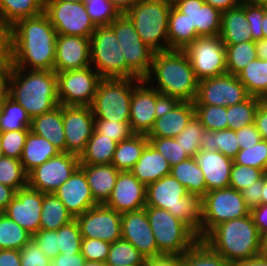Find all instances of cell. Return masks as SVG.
Returning a JSON list of instances; mask_svg holds the SVG:
<instances>
[{
  "instance_id": "obj_1",
  "label": "cell",
  "mask_w": 267,
  "mask_h": 266,
  "mask_svg": "<svg viewBox=\"0 0 267 266\" xmlns=\"http://www.w3.org/2000/svg\"><path fill=\"white\" fill-rule=\"evenodd\" d=\"M9 29L13 67L54 70L57 32L45 13L21 19Z\"/></svg>"
},
{
  "instance_id": "obj_2",
  "label": "cell",
  "mask_w": 267,
  "mask_h": 266,
  "mask_svg": "<svg viewBox=\"0 0 267 266\" xmlns=\"http://www.w3.org/2000/svg\"><path fill=\"white\" fill-rule=\"evenodd\" d=\"M29 71L26 75L25 69L11 65L5 77V93L20 104L32 119L54 110L60 104L56 72L31 69Z\"/></svg>"
},
{
  "instance_id": "obj_3",
  "label": "cell",
  "mask_w": 267,
  "mask_h": 266,
  "mask_svg": "<svg viewBox=\"0 0 267 266\" xmlns=\"http://www.w3.org/2000/svg\"><path fill=\"white\" fill-rule=\"evenodd\" d=\"M153 74L158 84L152 88L159 93L185 102L196 100L199 80L183 50L154 52L151 70L144 80L146 85L151 81Z\"/></svg>"
},
{
  "instance_id": "obj_4",
  "label": "cell",
  "mask_w": 267,
  "mask_h": 266,
  "mask_svg": "<svg viewBox=\"0 0 267 266\" xmlns=\"http://www.w3.org/2000/svg\"><path fill=\"white\" fill-rule=\"evenodd\" d=\"M202 240L229 263L261 253L260 233L251 213L218 224Z\"/></svg>"
},
{
  "instance_id": "obj_5",
  "label": "cell",
  "mask_w": 267,
  "mask_h": 266,
  "mask_svg": "<svg viewBox=\"0 0 267 266\" xmlns=\"http://www.w3.org/2000/svg\"><path fill=\"white\" fill-rule=\"evenodd\" d=\"M146 206L169 211L186 224L200 240L201 198L188 193L171 174L147 186Z\"/></svg>"
},
{
  "instance_id": "obj_6",
  "label": "cell",
  "mask_w": 267,
  "mask_h": 266,
  "mask_svg": "<svg viewBox=\"0 0 267 266\" xmlns=\"http://www.w3.org/2000/svg\"><path fill=\"white\" fill-rule=\"evenodd\" d=\"M170 0H138L125 14L142 41L154 52L168 50ZM166 45H161L160 41Z\"/></svg>"
},
{
  "instance_id": "obj_7",
  "label": "cell",
  "mask_w": 267,
  "mask_h": 266,
  "mask_svg": "<svg viewBox=\"0 0 267 266\" xmlns=\"http://www.w3.org/2000/svg\"><path fill=\"white\" fill-rule=\"evenodd\" d=\"M141 81L139 78H103L91 105L94 118L129 122L132 92L137 86L135 83Z\"/></svg>"
},
{
  "instance_id": "obj_8",
  "label": "cell",
  "mask_w": 267,
  "mask_h": 266,
  "mask_svg": "<svg viewBox=\"0 0 267 266\" xmlns=\"http://www.w3.org/2000/svg\"><path fill=\"white\" fill-rule=\"evenodd\" d=\"M144 209L162 254L181 256L199 240L186 224L169 211L151 206Z\"/></svg>"
},
{
  "instance_id": "obj_9",
  "label": "cell",
  "mask_w": 267,
  "mask_h": 266,
  "mask_svg": "<svg viewBox=\"0 0 267 266\" xmlns=\"http://www.w3.org/2000/svg\"><path fill=\"white\" fill-rule=\"evenodd\" d=\"M125 59V78L145 80L151 70L154 51L138 35L133 22L124 13L109 25Z\"/></svg>"
},
{
  "instance_id": "obj_10",
  "label": "cell",
  "mask_w": 267,
  "mask_h": 266,
  "mask_svg": "<svg viewBox=\"0 0 267 266\" xmlns=\"http://www.w3.org/2000/svg\"><path fill=\"white\" fill-rule=\"evenodd\" d=\"M250 212L241 191L228 187L207 192L201 198L200 240L218 224L242 218Z\"/></svg>"
},
{
  "instance_id": "obj_11",
  "label": "cell",
  "mask_w": 267,
  "mask_h": 266,
  "mask_svg": "<svg viewBox=\"0 0 267 266\" xmlns=\"http://www.w3.org/2000/svg\"><path fill=\"white\" fill-rule=\"evenodd\" d=\"M91 65L102 78H125V59L110 26H96L90 37Z\"/></svg>"
},
{
  "instance_id": "obj_12",
  "label": "cell",
  "mask_w": 267,
  "mask_h": 266,
  "mask_svg": "<svg viewBox=\"0 0 267 266\" xmlns=\"http://www.w3.org/2000/svg\"><path fill=\"white\" fill-rule=\"evenodd\" d=\"M183 51L199 81L227 73L225 45L220 36L198 37Z\"/></svg>"
},
{
  "instance_id": "obj_13",
  "label": "cell",
  "mask_w": 267,
  "mask_h": 266,
  "mask_svg": "<svg viewBox=\"0 0 267 266\" xmlns=\"http://www.w3.org/2000/svg\"><path fill=\"white\" fill-rule=\"evenodd\" d=\"M90 67L56 72L60 105H92L99 82L103 78Z\"/></svg>"
},
{
  "instance_id": "obj_14",
  "label": "cell",
  "mask_w": 267,
  "mask_h": 266,
  "mask_svg": "<svg viewBox=\"0 0 267 266\" xmlns=\"http://www.w3.org/2000/svg\"><path fill=\"white\" fill-rule=\"evenodd\" d=\"M44 13L57 34L90 38L96 29L84 3L45 0Z\"/></svg>"
},
{
  "instance_id": "obj_15",
  "label": "cell",
  "mask_w": 267,
  "mask_h": 266,
  "mask_svg": "<svg viewBox=\"0 0 267 266\" xmlns=\"http://www.w3.org/2000/svg\"><path fill=\"white\" fill-rule=\"evenodd\" d=\"M80 166L79 156L60 152L27 174V185L42 193H54Z\"/></svg>"
},
{
  "instance_id": "obj_16",
  "label": "cell",
  "mask_w": 267,
  "mask_h": 266,
  "mask_svg": "<svg viewBox=\"0 0 267 266\" xmlns=\"http://www.w3.org/2000/svg\"><path fill=\"white\" fill-rule=\"evenodd\" d=\"M250 97L237 75L223 74L199 81L194 105L232 106Z\"/></svg>"
},
{
  "instance_id": "obj_17",
  "label": "cell",
  "mask_w": 267,
  "mask_h": 266,
  "mask_svg": "<svg viewBox=\"0 0 267 266\" xmlns=\"http://www.w3.org/2000/svg\"><path fill=\"white\" fill-rule=\"evenodd\" d=\"M62 119L65 152L80 156L95 127L92 108L91 106L62 105Z\"/></svg>"
},
{
  "instance_id": "obj_18",
  "label": "cell",
  "mask_w": 267,
  "mask_h": 266,
  "mask_svg": "<svg viewBox=\"0 0 267 266\" xmlns=\"http://www.w3.org/2000/svg\"><path fill=\"white\" fill-rule=\"evenodd\" d=\"M82 238L113 243L121 239V213L98 204L75 218Z\"/></svg>"
},
{
  "instance_id": "obj_19",
  "label": "cell",
  "mask_w": 267,
  "mask_h": 266,
  "mask_svg": "<svg viewBox=\"0 0 267 266\" xmlns=\"http://www.w3.org/2000/svg\"><path fill=\"white\" fill-rule=\"evenodd\" d=\"M43 197L44 193L27 185L15 192L3 213L34 235L40 230Z\"/></svg>"
},
{
  "instance_id": "obj_20",
  "label": "cell",
  "mask_w": 267,
  "mask_h": 266,
  "mask_svg": "<svg viewBox=\"0 0 267 266\" xmlns=\"http://www.w3.org/2000/svg\"><path fill=\"white\" fill-rule=\"evenodd\" d=\"M121 238L130 242L145 259L163 255L158 250L145 209L121 214Z\"/></svg>"
},
{
  "instance_id": "obj_21",
  "label": "cell",
  "mask_w": 267,
  "mask_h": 266,
  "mask_svg": "<svg viewBox=\"0 0 267 266\" xmlns=\"http://www.w3.org/2000/svg\"><path fill=\"white\" fill-rule=\"evenodd\" d=\"M146 189L130 171H120L113 191L104 205L121 214L142 210L146 206Z\"/></svg>"
},
{
  "instance_id": "obj_22",
  "label": "cell",
  "mask_w": 267,
  "mask_h": 266,
  "mask_svg": "<svg viewBox=\"0 0 267 266\" xmlns=\"http://www.w3.org/2000/svg\"><path fill=\"white\" fill-rule=\"evenodd\" d=\"M91 66L90 38L57 34L54 71L64 72Z\"/></svg>"
},
{
  "instance_id": "obj_23",
  "label": "cell",
  "mask_w": 267,
  "mask_h": 266,
  "mask_svg": "<svg viewBox=\"0 0 267 266\" xmlns=\"http://www.w3.org/2000/svg\"><path fill=\"white\" fill-rule=\"evenodd\" d=\"M54 194L65 205L75 219L90 208L98 205L88 185L85 172L78 167Z\"/></svg>"
},
{
  "instance_id": "obj_24",
  "label": "cell",
  "mask_w": 267,
  "mask_h": 266,
  "mask_svg": "<svg viewBox=\"0 0 267 266\" xmlns=\"http://www.w3.org/2000/svg\"><path fill=\"white\" fill-rule=\"evenodd\" d=\"M173 6L186 14L190 27H194L199 37L219 36L222 12L204 0H173Z\"/></svg>"
},
{
  "instance_id": "obj_25",
  "label": "cell",
  "mask_w": 267,
  "mask_h": 266,
  "mask_svg": "<svg viewBox=\"0 0 267 266\" xmlns=\"http://www.w3.org/2000/svg\"><path fill=\"white\" fill-rule=\"evenodd\" d=\"M144 84V80L137 82L133 89L129 122L134 133L147 135L156 120V89Z\"/></svg>"
},
{
  "instance_id": "obj_26",
  "label": "cell",
  "mask_w": 267,
  "mask_h": 266,
  "mask_svg": "<svg viewBox=\"0 0 267 266\" xmlns=\"http://www.w3.org/2000/svg\"><path fill=\"white\" fill-rule=\"evenodd\" d=\"M194 158L203 172L206 193L229 187L234 160L224 156L219 151H205L202 149L197 152Z\"/></svg>"
},
{
  "instance_id": "obj_27",
  "label": "cell",
  "mask_w": 267,
  "mask_h": 266,
  "mask_svg": "<svg viewBox=\"0 0 267 266\" xmlns=\"http://www.w3.org/2000/svg\"><path fill=\"white\" fill-rule=\"evenodd\" d=\"M194 117V103L181 101L170 112L160 118H156L154 126L147 134V137L175 138Z\"/></svg>"
},
{
  "instance_id": "obj_28",
  "label": "cell",
  "mask_w": 267,
  "mask_h": 266,
  "mask_svg": "<svg viewBox=\"0 0 267 266\" xmlns=\"http://www.w3.org/2000/svg\"><path fill=\"white\" fill-rule=\"evenodd\" d=\"M86 175L88 185L94 200L104 204L110 197L120 173L112 164L80 165Z\"/></svg>"
},
{
  "instance_id": "obj_29",
  "label": "cell",
  "mask_w": 267,
  "mask_h": 266,
  "mask_svg": "<svg viewBox=\"0 0 267 266\" xmlns=\"http://www.w3.org/2000/svg\"><path fill=\"white\" fill-rule=\"evenodd\" d=\"M219 36L224 45L254 41L251 27L245 17V0L242 1L240 6L222 12Z\"/></svg>"
},
{
  "instance_id": "obj_30",
  "label": "cell",
  "mask_w": 267,
  "mask_h": 266,
  "mask_svg": "<svg viewBox=\"0 0 267 266\" xmlns=\"http://www.w3.org/2000/svg\"><path fill=\"white\" fill-rule=\"evenodd\" d=\"M130 172L147 187L149 184L169 175L171 166L169 162L148 143L141 157Z\"/></svg>"
},
{
  "instance_id": "obj_31",
  "label": "cell",
  "mask_w": 267,
  "mask_h": 266,
  "mask_svg": "<svg viewBox=\"0 0 267 266\" xmlns=\"http://www.w3.org/2000/svg\"><path fill=\"white\" fill-rule=\"evenodd\" d=\"M30 131L44 137L61 152H65L62 105H59L50 112L32 118Z\"/></svg>"
},
{
  "instance_id": "obj_32",
  "label": "cell",
  "mask_w": 267,
  "mask_h": 266,
  "mask_svg": "<svg viewBox=\"0 0 267 266\" xmlns=\"http://www.w3.org/2000/svg\"><path fill=\"white\" fill-rule=\"evenodd\" d=\"M60 152L47 139L30 131L27 135L20 161L24 171L28 174L35 167L42 165Z\"/></svg>"
},
{
  "instance_id": "obj_33",
  "label": "cell",
  "mask_w": 267,
  "mask_h": 266,
  "mask_svg": "<svg viewBox=\"0 0 267 266\" xmlns=\"http://www.w3.org/2000/svg\"><path fill=\"white\" fill-rule=\"evenodd\" d=\"M45 0H0V25L10 28L17 21L44 13Z\"/></svg>"
},
{
  "instance_id": "obj_34",
  "label": "cell",
  "mask_w": 267,
  "mask_h": 266,
  "mask_svg": "<svg viewBox=\"0 0 267 266\" xmlns=\"http://www.w3.org/2000/svg\"><path fill=\"white\" fill-rule=\"evenodd\" d=\"M199 36L186 14L179 12L173 5L168 21V50H184Z\"/></svg>"
},
{
  "instance_id": "obj_35",
  "label": "cell",
  "mask_w": 267,
  "mask_h": 266,
  "mask_svg": "<svg viewBox=\"0 0 267 266\" xmlns=\"http://www.w3.org/2000/svg\"><path fill=\"white\" fill-rule=\"evenodd\" d=\"M149 139L146 134H133L117 143L111 164L120 171H130L136 164Z\"/></svg>"
},
{
  "instance_id": "obj_36",
  "label": "cell",
  "mask_w": 267,
  "mask_h": 266,
  "mask_svg": "<svg viewBox=\"0 0 267 266\" xmlns=\"http://www.w3.org/2000/svg\"><path fill=\"white\" fill-rule=\"evenodd\" d=\"M117 142L97 133L95 130L80 154V165L111 164Z\"/></svg>"
},
{
  "instance_id": "obj_37",
  "label": "cell",
  "mask_w": 267,
  "mask_h": 266,
  "mask_svg": "<svg viewBox=\"0 0 267 266\" xmlns=\"http://www.w3.org/2000/svg\"><path fill=\"white\" fill-rule=\"evenodd\" d=\"M170 174L187 189L188 193L200 198L206 194L203 172L194 157L172 166Z\"/></svg>"
},
{
  "instance_id": "obj_38",
  "label": "cell",
  "mask_w": 267,
  "mask_h": 266,
  "mask_svg": "<svg viewBox=\"0 0 267 266\" xmlns=\"http://www.w3.org/2000/svg\"><path fill=\"white\" fill-rule=\"evenodd\" d=\"M72 220L73 216L54 193H44L40 230H58Z\"/></svg>"
},
{
  "instance_id": "obj_39",
  "label": "cell",
  "mask_w": 267,
  "mask_h": 266,
  "mask_svg": "<svg viewBox=\"0 0 267 266\" xmlns=\"http://www.w3.org/2000/svg\"><path fill=\"white\" fill-rule=\"evenodd\" d=\"M31 117L28 112L6 93L0 100V133L30 130Z\"/></svg>"
},
{
  "instance_id": "obj_40",
  "label": "cell",
  "mask_w": 267,
  "mask_h": 266,
  "mask_svg": "<svg viewBox=\"0 0 267 266\" xmlns=\"http://www.w3.org/2000/svg\"><path fill=\"white\" fill-rule=\"evenodd\" d=\"M201 149L205 151H219L224 156L234 160L240 146L236 132L232 129L219 131L205 130L200 138Z\"/></svg>"
},
{
  "instance_id": "obj_41",
  "label": "cell",
  "mask_w": 267,
  "mask_h": 266,
  "mask_svg": "<svg viewBox=\"0 0 267 266\" xmlns=\"http://www.w3.org/2000/svg\"><path fill=\"white\" fill-rule=\"evenodd\" d=\"M250 96L260 98L267 90V60L256 58L249 62L238 74Z\"/></svg>"
},
{
  "instance_id": "obj_42",
  "label": "cell",
  "mask_w": 267,
  "mask_h": 266,
  "mask_svg": "<svg viewBox=\"0 0 267 266\" xmlns=\"http://www.w3.org/2000/svg\"><path fill=\"white\" fill-rule=\"evenodd\" d=\"M180 258L182 266H229V262L203 240H198Z\"/></svg>"
},
{
  "instance_id": "obj_43",
  "label": "cell",
  "mask_w": 267,
  "mask_h": 266,
  "mask_svg": "<svg viewBox=\"0 0 267 266\" xmlns=\"http://www.w3.org/2000/svg\"><path fill=\"white\" fill-rule=\"evenodd\" d=\"M32 239V235L20 225L0 212V250H21Z\"/></svg>"
},
{
  "instance_id": "obj_44",
  "label": "cell",
  "mask_w": 267,
  "mask_h": 266,
  "mask_svg": "<svg viewBox=\"0 0 267 266\" xmlns=\"http://www.w3.org/2000/svg\"><path fill=\"white\" fill-rule=\"evenodd\" d=\"M227 73L237 75L252 60L258 58L255 41L225 45Z\"/></svg>"
},
{
  "instance_id": "obj_45",
  "label": "cell",
  "mask_w": 267,
  "mask_h": 266,
  "mask_svg": "<svg viewBox=\"0 0 267 266\" xmlns=\"http://www.w3.org/2000/svg\"><path fill=\"white\" fill-rule=\"evenodd\" d=\"M260 100L258 97L250 96L242 103L227 107L228 129L234 131L242 127L254 124L255 115L259 107Z\"/></svg>"
},
{
  "instance_id": "obj_46",
  "label": "cell",
  "mask_w": 267,
  "mask_h": 266,
  "mask_svg": "<svg viewBox=\"0 0 267 266\" xmlns=\"http://www.w3.org/2000/svg\"><path fill=\"white\" fill-rule=\"evenodd\" d=\"M145 260L130 242L121 238L111 243L105 263L117 266H144Z\"/></svg>"
},
{
  "instance_id": "obj_47",
  "label": "cell",
  "mask_w": 267,
  "mask_h": 266,
  "mask_svg": "<svg viewBox=\"0 0 267 266\" xmlns=\"http://www.w3.org/2000/svg\"><path fill=\"white\" fill-rule=\"evenodd\" d=\"M0 183L18 191L27 186V173L19 159L3 156L0 158Z\"/></svg>"
},
{
  "instance_id": "obj_48",
  "label": "cell",
  "mask_w": 267,
  "mask_h": 266,
  "mask_svg": "<svg viewBox=\"0 0 267 266\" xmlns=\"http://www.w3.org/2000/svg\"><path fill=\"white\" fill-rule=\"evenodd\" d=\"M195 116L205 130L219 131L228 129L227 107L214 105H194Z\"/></svg>"
},
{
  "instance_id": "obj_49",
  "label": "cell",
  "mask_w": 267,
  "mask_h": 266,
  "mask_svg": "<svg viewBox=\"0 0 267 266\" xmlns=\"http://www.w3.org/2000/svg\"><path fill=\"white\" fill-rule=\"evenodd\" d=\"M84 4L95 26H109L121 14L109 0H85Z\"/></svg>"
},
{
  "instance_id": "obj_50",
  "label": "cell",
  "mask_w": 267,
  "mask_h": 266,
  "mask_svg": "<svg viewBox=\"0 0 267 266\" xmlns=\"http://www.w3.org/2000/svg\"><path fill=\"white\" fill-rule=\"evenodd\" d=\"M236 164L264 170L267 173V140H261L253 147L240 149L234 159Z\"/></svg>"
},
{
  "instance_id": "obj_51",
  "label": "cell",
  "mask_w": 267,
  "mask_h": 266,
  "mask_svg": "<svg viewBox=\"0 0 267 266\" xmlns=\"http://www.w3.org/2000/svg\"><path fill=\"white\" fill-rule=\"evenodd\" d=\"M82 236L79 224L74 219L58 229V246L60 254L81 253Z\"/></svg>"
},
{
  "instance_id": "obj_52",
  "label": "cell",
  "mask_w": 267,
  "mask_h": 266,
  "mask_svg": "<svg viewBox=\"0 0 267 266\" xmlns=\"http://www.w3.org/2000/svg\"><path fill=\"white\" fill-rule=\"evenodd\" d=\"M204 131L205 128L195 116L175 139L190 157H194L201 150L200 138Z\"/></svg>"
},
{
  "instance_id": "obj_53",
  "label": "cell",
  "mask_w": 267,
  "mask_h": 266,
  "mask_svg": "<svg viewBox=\"0 0 267 266\" xmlns=\"http://www.w3.org/2000/svg\"><path fill=\"white\" fill-rule=\"evenodd\" d=\"M147 138L149 143L169 162L171 167L190 157L179 142H176L175 138Z\"/></svg>"
},
{
  "instance_id": "obj_54",
  "label": "cell",
  "mask_w": 267,
  "mask_h": 266,
  "mask_svg": "<svg viewBox=\"0 0 267 266\" xmlns=\"http://www.w3.org/2000/svg\"><path fill=\"white\" fill-rule=\"evenodd\" d=\"M265 174L264 170L234 162L231 168L229 187L241 191L249 187L250 184H254L255 181L261 179Z\"/></svg>"
},
{
  "instance_id": "obj_55",
  "label": "cell",
  "mask_w": 267,
  "mask_h": 266,
  "mask_svg": "<svg viewBox=\"0 0 267 266\" xmlns=\"http://www.w3.org/2000/svg\"><path fill=\"white\" fill-rule=\"evenodd\" d=\"M94 130L117 143L135 134L131 129L130 122L108 121L105 119H95Z\"/></svg>"
},
{
  "instance_id": "obj_56",
  "label": "cell",
  "mask_w": 267,
  "mask_h": 266,
  "mask_svg": "<svg viewBox=\"0 0 267 266\" xmlns=\"http://www.w3.org/2000/svg\"><path fill=\"white\" fill-rule=\"evenodd\" d=\"M29 132L30 130L1 132V147L4 156L20 160Z\"/></svg>"
},
{
  "instance_id": "obj_57",
  "label": "cell",
  "mask_w": 267,
  "mask_h": 266,
  "mask_svg": "<svg viewBox=\"0 0 267 266\" xmlns=\"http://www.w3.org/2000/svg\"><path fill=\"white\" fill-rule=\"evenodd\" d=\"M245 17L251 27L252 39H264L262 31V20L264 18V8L257 0H245Z\"/></svg>"
},
{
  "instance_id": "obj_58",
  "label": "cell",
  "mask_w": 267,
  "mask_h": 266,
  "mask_svg": "<svg viewBox=\"0 0 267 266\" xmlns=\"http://www.w3.org/2000/svg\"><path fill=\"white\" fill-rule=\"evenodd\" d=\"M111 243L92 238H82L81 253L87 261L105 263Z\"/></svg>"
},
{
  "instance_id": "obj_59",
  "label": "cell",
  "mask_w": 267,
  "mask_h": 266,
  "mask_svg": "<svg viewBox=\"0 0 267 266\" xmlns=\"http://www.w3.org/2000/svg\"><path fill=\"white\" fill-rule=\"evenodd\" d=\"M32 240L48 258L52 259L60 254L58 246V230H39L32 235Z\"/></svg>"
},
{
  "instance_id": "obj_60",
  "label": "cell",
  "mask_w": 267,
  "mask_h": 266,
  "mask_svg": "<svg viewBox=\"0 0 267 266\" xmlns=\"http://www.w3.org/2000/svg\"><path fill=\"white\" fill-rule=\"evenodd\" d=\"M21 266H50V258L31 239L20 250Z\"/></svg>"
},
{
  "instance_id": "obj_61",
  "label": "cell",
  "mask_w": 267,
  "mask_h": 266,
  "mask_svg": "<svg viewBox=\"0 0 267 266\" xmlns=\"http://www.w3.org/2000/svg\"><path fill=\"white\" fill-rule=\"evenodd\" d=\"M264 183L265 175L261 179L255 181L254 184H250L249 187L241 190L242 197L250 210L261 205V192Z\"/></svg>"
},
{
  "instance_id": "obj_62",
  "label": "cell",
  "mask_w": 267,
  "mask_h": 266,
  "mask_svg": "<svg viewBox=\"0 0 267 266\" xmlns=\"http://www.w3.org/2000/svg\"><path fill=\"white\" fill-rule=\"evenodd\" d=\"M235 132L240 149H245V147H253L262 140L261 134L257 130L255 124L242 127Z\"/></svg>"
},
{
  "instance_id": "obj_63",
  "label": "cell",
  "mask_w": 267,
  "mask_h": 266,
  "mask_svg": "<svg viewBox=\"0 0 267 266\" xmlns=\"http://www.w3.org/2000/svg\"><path fill=\"white\" fill-rule=\"evenodd\" d=\"M0 66H11L10 29L0 25Z\"/></svg>"
},
{
  "instance_id": "obj_64",
  "label": "cell",
  "mask_w": 267,
  "mask_h": 266,
  "mask_svg": "<svg viewBox=\"0 0 267 266\" xmlns=\"http://www.w3.org/2000/svg\"><path fill=\"white\" fill-rule=\"evenodd\" d=\"M181 101L178 98L159 93L156 90V104H155V114L156 118H160L171 109L176 107Z\"/></svg>"
},
{
  "instance_id": "obj_65",
  "label": "cell",
  "mask_w": 267,
  "mask_h": 266,
  "mask_svg": "<svg viewBox=\"0 0 267 266\" xmlns=\"http://www.w3.org/2000/svg\"><path fill=\"white\" fill-rule=\"evenodd\" d=\"M86 259L82 253L75 255L72 254H59L57 257L50 260V266H83Z\"/></svg>"
},
{
  "instance_id": "obj_66",
  "label": "cell",
  "mask_w": 267,
  "mask_h": 266,
  "mask_svg": "<svg viewBox=\"0 0 267 266\" xmlns=\"http://www.w3.org/2000/svg\"><path fill=\"white\" fill-rule=\"evenodd\" d=\"M144 266H182L180 255H167L148 258Z\"/></svg>"
},
{
  "instance_id": "obj_67",
  "label": "cell",
  "mask_w": 267,
  "mask_h": 266,
  "mask_svg": "<svg viewBox=\"0 0 267 266\" xmlns=\"http://www.w3.org/2000/svg\"><path fill=\"white\" fill-rule=\"evenodd\" d=\"M0 266H21L20 250H0Z\"/></svg>"
},
{
  "instance_id": "obj_68",
  "label": "cell",
  "mask_w": 267,
  "mask_h": 266,
  "mask_svg": "<svg viewBox=\"0 0 267 266\" xmlns=\"http://www.w3.org/2000/svg\"><path fill=\"white\" fill-rule=\"evenodd\" d=\"M254 124L263 140H267V106L259 104Z\"/></svg>"
},
{
  "instance_id": "obj_69",
  "label": "cell",
  "mask_w": 267,
  "mask_h": 266,
  "mask_svg": "<svg viewBox=\"0 0 267 266\" xmlns=\"http://www.w3.org/2000/svg\"><path fill=\"white\" fill-rule=\"evenodd\" d=\"M251 215L259 233L267 229V205L261 204L251 210Z\"/></svg>"
},
{
  "instance_id": "obj_70",
  "label": "cell",
  "mask_w": 267,
  "mask_h": 266,
  "mask_svg": "<svg viewBox=\"0 0 267 266\" xmlns=\"http://www.w3.org/2000/svg\"><path fill=\"white\" fill-rule=\"evenodd\" d=\"M229 266H267V254L260 253L249 259L233 261Z\"/></svg>"
},
{
  "instance_id": "obj_71",
  "label": "cell",
  "mask_w": 267,
  "mask_h": 266,
  "mask_svg": "<svg viewBox=\"0 0 267 266\" xmlns=\"http://www.w3.org/2000/svg\"><path fill=\"white\" fill-rule=\"evenodd\" d=\"M242 1L243 0H204L206 4L211 5L221 12L240 6Z\"/></svg>"
},
{
  "instance_id": "obj_72",
  "label": "cell",
  "mask_w": 267,
  "mask_h": 266,
  "mask_svg": "<svg viewBox=\"0 0 267 266\" xmlns=\"http://www.w3.org/2000/svg\"><path fill=\"white\" fill-rule=\"evenodd\" d=\"M15 190L7 185L0 183V212H3L8 203L15 196Z\"/></svg>"
},
{
  "instance_id": "obj_73",
  "label": "cell",
  "mask_w": 267,
  "mask_h": 266,
  "mask_svg": "<svg viewBox=\"0 0 267 266\" xmlns=\"http://www.w3.org/2000/svg\"><path fill=\"white\" fill-rule=\"evenodd\" d=\"M121 14L126 13L138 0H109Z\"/></svg>"
},
{
  "instance_id": "obj_74",
  "label": "cell",
  "mask_w": 267,
  "mask_h": 266,
  "mask_svg": "<svg viewBox=\"0 0 267 266\" xmlns=\"http://www.w3.org/2000/svg\"><path fill=\"white\" fill-rule=\"evenodd\" d=\"M255 47L257 51V56L259 59L267 60V40H256Z\"/></svg>"
},
{
  "instance_id": "obj_75",
  "label": "cell",
  "mask_w": 267,
  "mask_h": 266,
  "mask_svg": "<svg viewBox=\"0 0 267 266\" xmlns=\"http://www.w3.org/2000/svg\"><path fill=\"white\" fill-rule=\"evenodd\" d=\"M260 249L261 253L267 254V229L260 233Z\"/></svg>"
},
{
  "instance_id": "obj_76",
  "label": "cell",
  "mask_w": 267,
  "mask_h": 266,
  "mask_svg": "<svg viewBox=\"0 0 267 266\" xmlns=\"http://www.w3.org/2000/svg\"><path fill=\"white\" fill-rule=\"evenodd\" d=\"M10 66H0V86H5V77Z\"/></svg>"
},
{
  "instance_id": "obj_77",
  "label": "cell",
  "mask_w": 267,
  "mask_h": 266,
  "mask_svg": "<svg viewBox=\"0 0 267 266\" xmlns=\"http://www.w3.org/2000/svg\"><path fill=\"white\" fill-rule=\"evenodd\" d=\"M261 204L267 205V173L265 174V183L261 192Z\"/></svg>"
},
{
  "instance_id": "obj_78",
  "label": "cell",
  "mask_w": 267,
  "mask_h": 266,
  "mask_svg": "<svg viewBox=\"0 0 267 266\" xmlns=\"http://www.w3.org/2000/svg\"><path fill=\"white\" fill-rule=\"evenodd\" d=\"M262 31L264 33V39L267 40V10H264V18L262 20Z\"/></svg>"
},
{
  "instance_id": "obj_79",
  "label": "cell",
  "mask_w": 267,
  "mask_h": 266,
  "mask_svg": "<svg viewBox=\"0 0 267 266\" xmlns=\"http://www.w3.org/2000/svg\"><path fill=\"white\" fill-rule=\"evenodd\" d=\"M83 266H105V263L86 260Z\"/></svg>"
},
{
  "instance_id": "obj_80",
  "label": "cell",
  "mask_w": 267,
  "mask_h": 266,
  "mask_svg": "<svg viewBox=\"0 0 267 266\" xmlns=\"http://www.w3.org/2000/svg\"><path fill=\"white\" fill-rule=\"evenodd\" d=\"M259 100L261 104L267 106V90L263 93Z\"/></svg>"
}]
</instances>
